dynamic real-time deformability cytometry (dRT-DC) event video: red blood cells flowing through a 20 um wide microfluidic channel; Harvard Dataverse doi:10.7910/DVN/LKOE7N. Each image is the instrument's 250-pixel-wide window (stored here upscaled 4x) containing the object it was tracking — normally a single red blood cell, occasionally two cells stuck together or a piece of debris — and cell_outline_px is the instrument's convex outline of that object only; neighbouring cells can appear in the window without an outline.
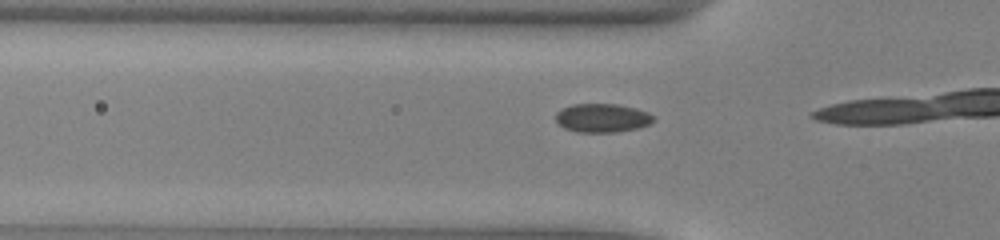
{"species": "common noctule bat (a hibernating species)", "species_latin": "Nyctalus noctula", "temperature_condition": "warm", "stored_images_in_passage": 14, "camera_frame_rate_fps": 3000, "um_per_image_px": 0.085, "animal": {"sex": "male", "body_mass_g": 13.0, "forearm_length_mm": 53.1}, "frame": {"image": 1, "passage_image": 12, "time_ms": 3.667, "image_size_px": [1000, 240], "cell_outline_px": [[656, 120], [648, 124], [636, 128], [616, 132], [576, 132], [564, 128], [556, 120], [556, 112], [572, 104], [616, 104], [636, 108], [648, 112], [656, 116]], "centroid_in_image_um": [51.22, 10.02], "position_along_channel_um": 74.6, "area_um2": 16.36}}